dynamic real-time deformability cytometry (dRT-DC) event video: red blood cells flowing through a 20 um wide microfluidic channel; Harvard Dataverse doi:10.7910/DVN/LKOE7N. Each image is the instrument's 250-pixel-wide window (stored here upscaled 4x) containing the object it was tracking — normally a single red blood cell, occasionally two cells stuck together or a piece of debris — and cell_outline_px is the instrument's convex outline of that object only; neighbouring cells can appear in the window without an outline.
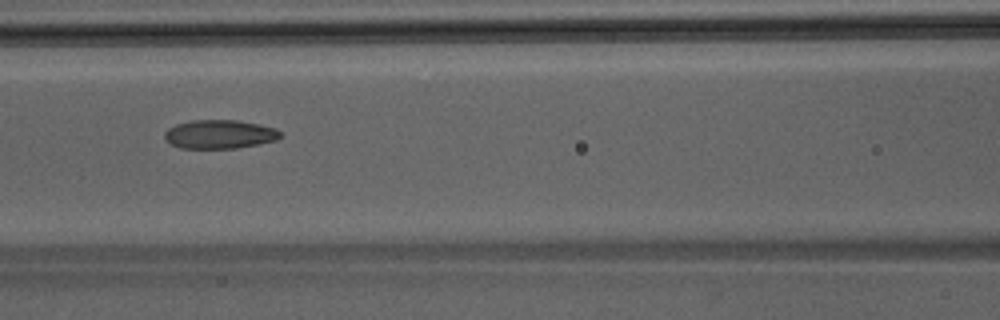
{"species": "Egyptian fruit bat (a non-hibernating species)", "species_latin": "Rousettus aegyptiacus", "temperature_condition": "room temperature", "stored_images_in_passage": 34, "camera_frame_rate_fps": 3000, "um_per_image_px": 0.085, "animal": {"sex": "male"}, "frame": {"image": 1, "passage_image": 8, "time_ms": 2.333, "image_size_px": [1000, 320], "cell_outline_px": [[280, 136], [276, 140], [236, 148], [180, 148], [172, 144], [164, 136], [164, 132], [168, 128], [176, 124], [192, 120], [236, 120], [260, 124], [276, 128], [280, 132]], "centroid_in_image_um": [18.66, 11.4], "position_along_channel_um": 147.9, "area_um2": 19.25}}
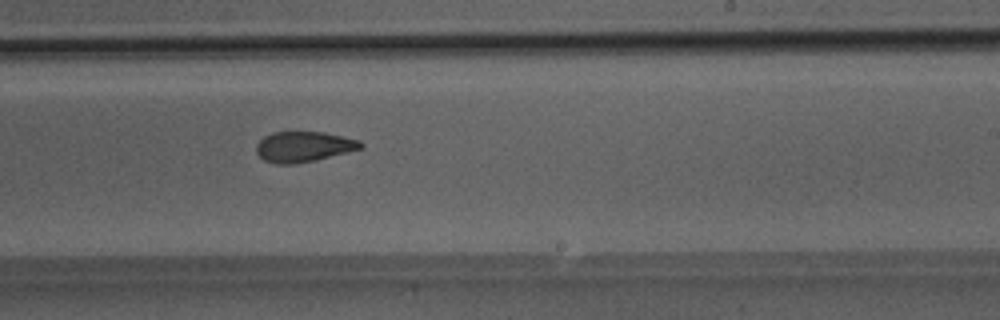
{"frame": {"image": 2, "passage_image": 16, "time_ms": 5.0, "image_size_px": [1000, 320], "cell_outline_px": [[364, 148], [316, 160], [292, 164], [276, 164], [264, 160], [256, 152], [256, 144], [264, 136], [272, 132], [324, 132], [360, 140], [364, 144]], "centroid_in_image_um": [25.82, 12.47], "position_along_channel_um": 263.2, "area_um2": 18.61}}
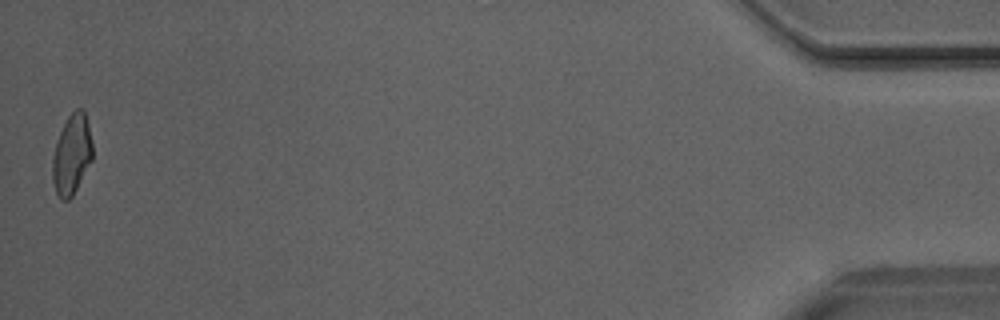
{"frame": {"image": 3, "passage_image": 34, "time_ms": 11.0, "image_size_px": [1000, 320], "cell_outline_px": [[92, 160], [72, 196], [68, 200], [60, 200], [56, 192], [52, 180], [52, 160], [56, 140], [68, 116], [76, 108], [80, 108], [84, 112], [88, 124], [92, 144]], "centroid_in_image_um": [6.08, 13.15], "position_along_channel_um": 429.1, "area_um2": 18.55}}